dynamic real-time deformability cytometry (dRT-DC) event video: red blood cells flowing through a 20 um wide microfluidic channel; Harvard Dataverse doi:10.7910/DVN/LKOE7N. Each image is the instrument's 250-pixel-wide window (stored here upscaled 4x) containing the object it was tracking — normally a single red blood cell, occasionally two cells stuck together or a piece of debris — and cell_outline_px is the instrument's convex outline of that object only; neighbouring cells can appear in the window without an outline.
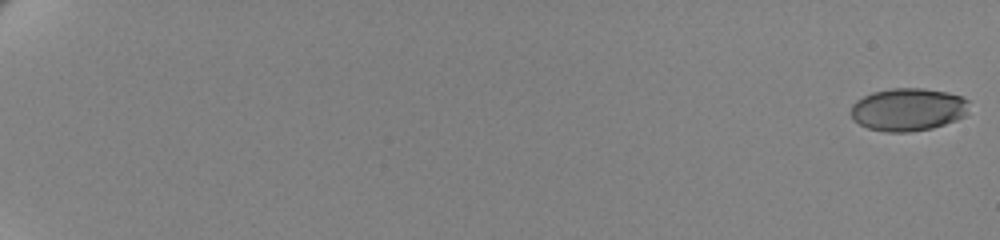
{"species": "human", "species_latin": "Homo sapiens", "temperature_condition": "cold", "stored_images_in_passage": 24, "camera_frame_rate_fps": 3000, "um_per_image_px": 0.085, "donor": {"sex": "female"}, "frame": {"image": 1, "passage_image": 1, "time_ms": 0.0, "image_size_px": [1000, 240], "cell_outline_px": [[968, 112], [964, 116], [956, 120], [932, 128], [908, 132], [884, 132], [868, 128], [852, 120], [852, 104], [856, 100], [872, 92], [892, 88], [924, 88], [948, 92], [960, 96], [968, 100]], "centroid_in_image_um": [77.18, 9.3], "position_along_channel_um": 7.8, "area_um2": 29.59}}
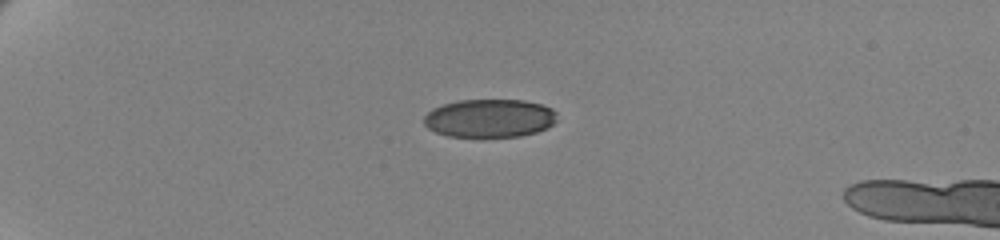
{"frame": {"image": 2, "passage_image": 19, "time_ms": 6.0, "image_size_px": [1000, 240], "cell_outline_px": [[556, 120], [548, 128], [536, 132], [520, 136], [448, 136], [436, 132], [428, 128], [424, 124], [424, 116], [432, 108], [444, 104], [460, 100], [524, 100], [540, 104], [552, 108], [556, 112]], "centroid_in_image_um": [41.62, 10.04], "position_along_channel_um": 43.4, "area_um2": 29.59}}